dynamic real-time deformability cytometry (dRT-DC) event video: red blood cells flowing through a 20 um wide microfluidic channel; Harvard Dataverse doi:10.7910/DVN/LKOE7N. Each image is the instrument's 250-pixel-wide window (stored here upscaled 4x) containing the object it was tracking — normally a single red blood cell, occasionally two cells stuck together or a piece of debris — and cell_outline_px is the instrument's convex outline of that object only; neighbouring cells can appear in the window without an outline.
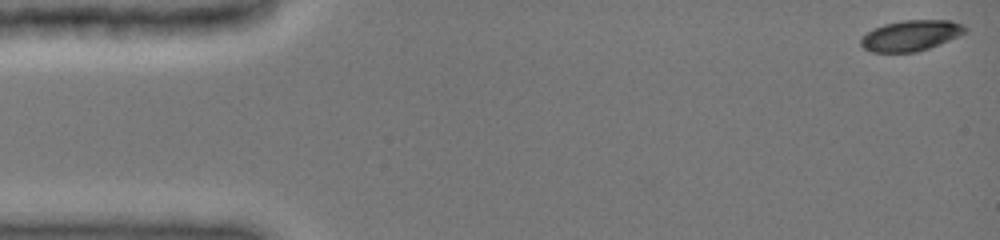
{"species": "common noctule bat (a hibernating species)", "species_latin": "Nyctalus noctula", "temperature_condition": "cold", "stored_images_in_passage": 41, "camera_frame_rate_fps": 3000, "um_per_image_px": 0.085, "animal": {"sex": "female", "body_mass_g": 19.0, "forearm_length_mm": 51.5}, "frame": {"image": 1, "passage_image": 1, "time_ms": 0.0, "image_size_px": [1000, 240], "cell_outline_px": [[968, 28], [964, 32], [940, 44], [916, 52], [872, 52], [864, 48], [860, 44], [860, 40], [872, 28], [884, 24], [904, 20], [952, 20], [964, 24]], "centroid_in_image_um": [77.42, 3.01], "position_along_channel_um": 7.6, "area_um2": 18.55}}
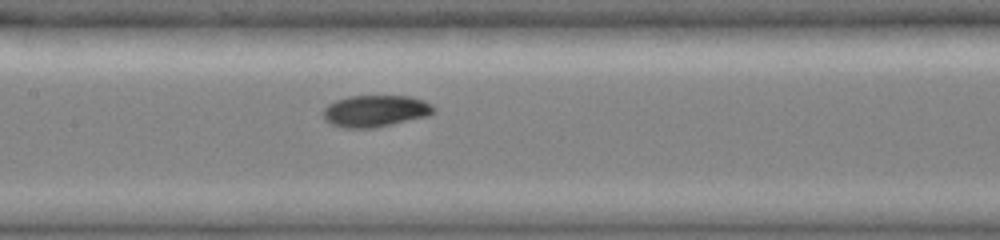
{"frame": {"image": 2, "passage_image": 23, "time_ms": 7.333, "image_size_px": [1000, 240], "cell_outline_px": [[436, 112], [428, 116], [392, 124], [372, 128], [344, 128], [332, 124], [324, 120], [324, 108], [328, 104], [336, 100], [348, 96], [408, 96], [424, 100], [432, 104], [436, 108]], "centroid_in_image_um": [31.93, 9.43], "position_along_channel_um": 175.5, "area_um2": 20.52}}
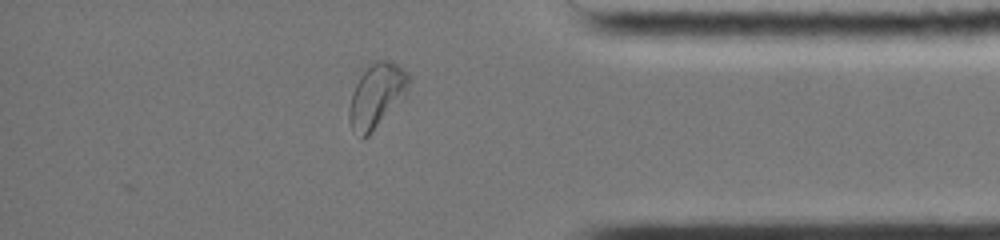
{"frame": {"image": 3, "passage_image": 41, "time_ms": 13.333, "image_size_px": [1000, 240], "cell_outline_px": [[408, 96], [368, 136], [360, 140], [352, 128], [348, 120], [348, 108], [352, 92], [360, 68], [376, 60], [388, 60], [396, 64], [408, 72]], "centroid_in_image_um": [31.98, 8.12], "position_along_channel_um": 403.2, "area_um2": 23.24}, "authors_computed_cell_mechanics": {"area_um2": 19.8254, "velocity_mm_per_s": 3.9588, "shape_relaxation_time_tau1_ms": 3.2224, "shape_relaxation_time_tau2_ms": null, "deformation_change_tau1": 0.1179, "deformation_change_tau2": null}}